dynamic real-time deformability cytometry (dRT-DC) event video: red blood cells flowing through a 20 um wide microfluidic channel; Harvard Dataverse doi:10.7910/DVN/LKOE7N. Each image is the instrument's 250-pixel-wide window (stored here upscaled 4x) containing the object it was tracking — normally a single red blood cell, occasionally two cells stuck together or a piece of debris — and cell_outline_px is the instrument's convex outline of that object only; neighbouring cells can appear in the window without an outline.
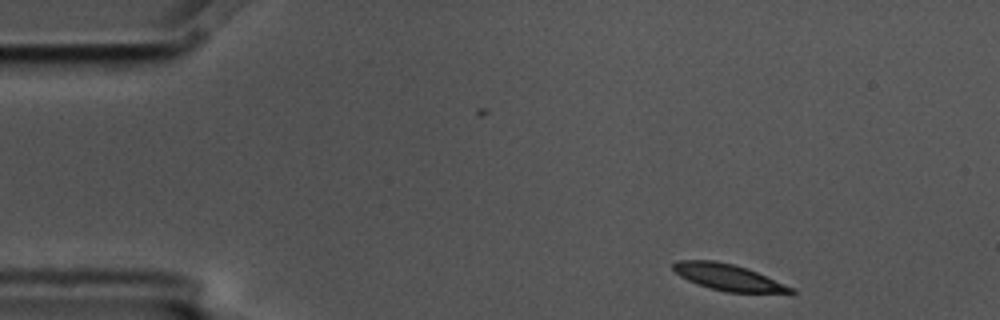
{"species": "common noctule bat (a hibernating species)", "species_latin": "Nyctalus noctula", "temperature_condition": "cold", "stored_images_in_passage": 3, "camera_frame_rate_fps": 3000, "um_per_image_px": 0.085, "animal": {"sex": "male", "body_mass_g": 17.5, "forearm_length_mm": 52.3}, "frame": {"image": 1, "passage_image": 1, "time_ms": 0.0, "image_size_px": [1000, 320], "cell_outline_px": [[796, 292], [792, 296], [728, 292], [696, 284], [680, 276], [672, 268], [672, 264], [676, 260], [712, 260], [732, 264], [748, 268], [792, 288]], "centroid_in_image_um": [62.0, 23.62], "position_along_channel_um": 23.0, "area_um2": 18.55}}